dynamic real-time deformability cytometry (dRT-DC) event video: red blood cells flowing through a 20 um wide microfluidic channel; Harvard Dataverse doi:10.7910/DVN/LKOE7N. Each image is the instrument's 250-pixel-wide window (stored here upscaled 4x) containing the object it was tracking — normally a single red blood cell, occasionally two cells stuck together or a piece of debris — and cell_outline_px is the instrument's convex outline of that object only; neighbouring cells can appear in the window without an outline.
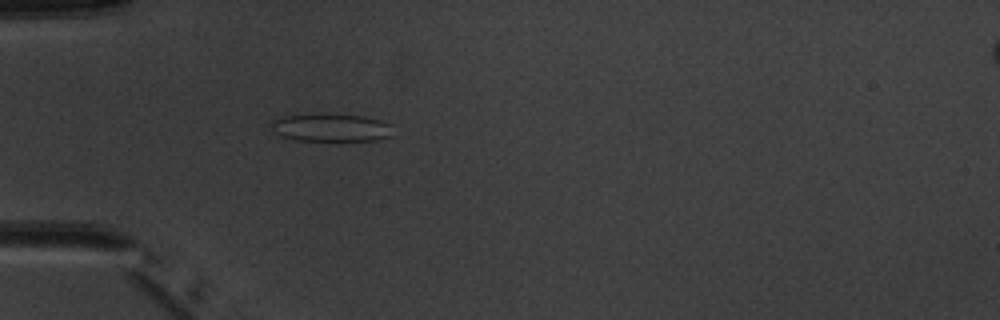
{"species": "common noctule bat (a hibernating species)", "species_latin": "Nyctalus noctula", "temperature_condition": "warm", "stored_images_in_passage": 5, "camera_frame_rate_fps": 3000, "um_per_image_px": 0.085, "animal": {"sex": "male", "body_mass_g": 20.1, "forearm_length_mm": 53.5}, "frame": {"image": 1, "passage_image": 5, "time_ms": 5.333, "image_size_px": [1000, 320], "cell_outline_px": [[388, 136], [376, 140], [296, 140], [280, 136], [272, 128], [272, 120], [284, 116], [364, 116], [380, 120], [388, 124]], "centroid_in_image_um": [28.08, 10.88], "position_along_channel_um": 56.9, "area_um2": 18.5}}